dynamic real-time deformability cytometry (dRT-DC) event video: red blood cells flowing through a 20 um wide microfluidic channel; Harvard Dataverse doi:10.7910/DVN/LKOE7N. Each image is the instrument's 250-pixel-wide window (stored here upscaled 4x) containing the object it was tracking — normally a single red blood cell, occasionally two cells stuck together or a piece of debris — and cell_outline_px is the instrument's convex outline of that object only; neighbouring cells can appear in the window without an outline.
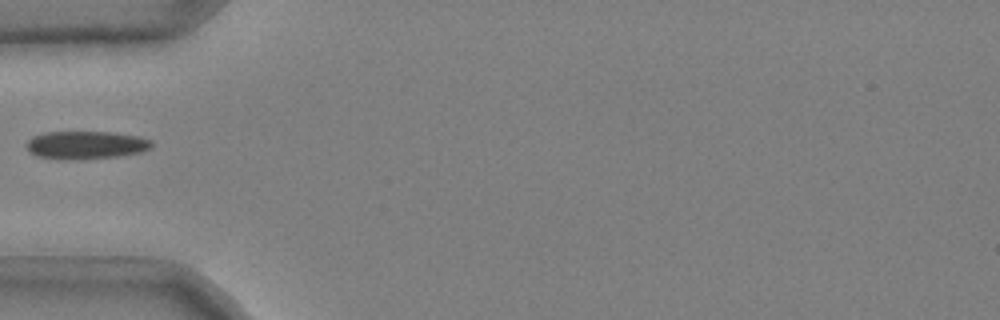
{"species": "common noctule bat (a hibernating species)", "species_latin": "Nyctalus noctula", "temperature_condition": "cold", "stored_images_in_passage": 32, "camera_frame_rate_fps": 3000, "um_per_image_px": 0.085, "animal": {"sex": "male", "body_mass_g": 20.4}, "frame": {"image": 1, "passage_image": 1, "time_ms": 0.0, "image_size_px": [1000, 320], "cell_outline_px": [[152, 148], [140, 152], [120, 156], [84, 160], [56, 160], [36, 156], [28, 152], [24, 144], [32, 136], [44, 132], [112, 132], [140, 136], [152, 140]], "centroid_in_image_um": [7.26, 12.34], "position_along_channel_um": 77.7, "area_um2": 21.1}}
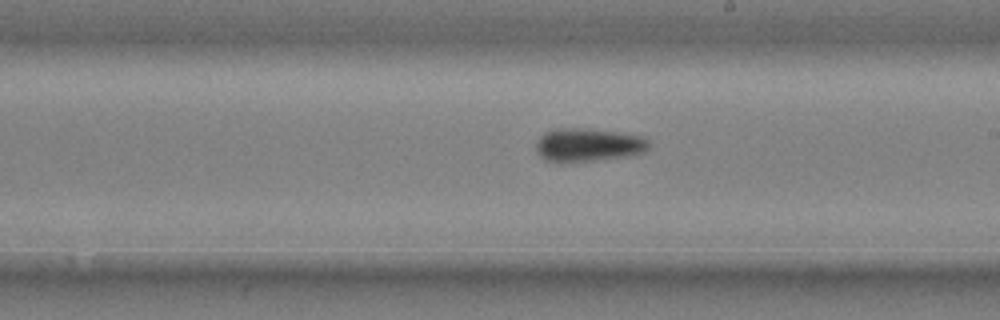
{"frame": {"image": 2, "passage_image": 14, "time_ms": 4.333, "image_size_px": [1000, 320], "cell_outline_px": [[648, 148], [644, 152], [628, 156], [564, 164], [560, 164], [544, 160], [536, 152], [536, 144], [540, 136], [544, 132], [556, 128], [588, 128], [616, 132], [640, 136], [648, 140]], "centroid_in_image_um": [49.92, 12.34], "position_along_channel_um": 239.1, "area_um2": 22.31}}
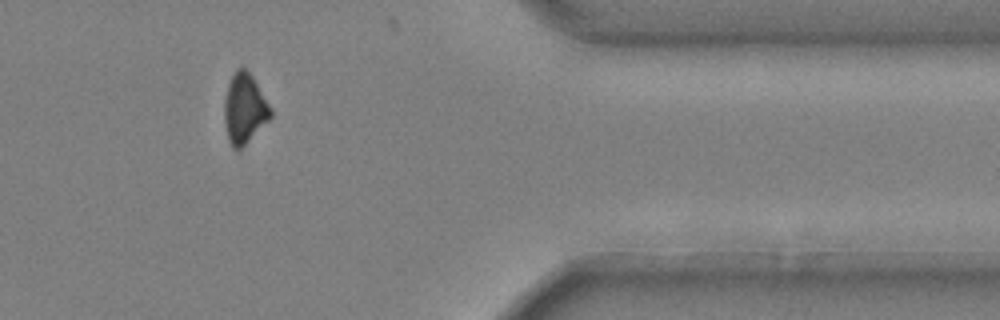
{"frame": {"image": 3, "passage_image": 28, "time_ms": 9.0, "image_size_px": [1000, 320], "cell_outline_px": [[272, 116], [240, 152], [236, 152], [232, 148], [228, 140], [224, 124], [224, 100], [228, 84], [236, 68], [244, 68], [252, 76], [272, 108]], "centroid_in_image_um": [20.77, 9.31], "position_along_channel_um": 390.6, "area_um2": 19.25}}